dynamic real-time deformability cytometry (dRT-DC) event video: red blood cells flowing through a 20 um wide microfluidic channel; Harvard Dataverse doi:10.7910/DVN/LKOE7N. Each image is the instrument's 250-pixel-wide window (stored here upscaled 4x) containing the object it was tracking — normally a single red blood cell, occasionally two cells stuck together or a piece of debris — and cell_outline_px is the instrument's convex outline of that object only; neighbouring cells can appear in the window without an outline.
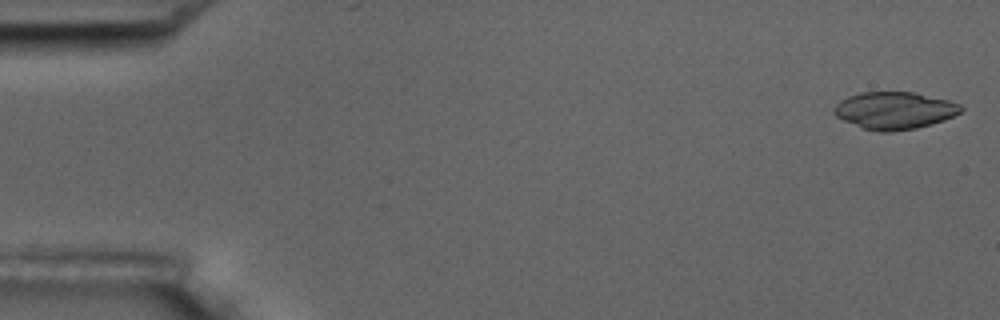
{"species": "common noctule bat (a hibernating species)", "species_latin": "Nyctalus noctula", "temperature_condition": "room temperature", "stored_images_in_passage": 6, "segment_of_instrument_passage": [2, 2], "camera_frame_rate_fps": 3000, "um_per_image_px": 0.085, "animal": {"sex": "male", "body_mass_g": 17.5, "forearm_length_mm": 52.3}, "frame": {"image": 1, "passage_image": 6, "time_ms": 6.0, "image_size_px": [1000, 320], "cell_outline_px": [[964, 108], [960, 112], [944, 120], [932, 124], [916, 128], [892, 132], [880, 132], [864, 128], [844, 120], [836, 116], [832, 112], [832, 108], [840, 100], [848, 96], [860, 92], [912, 92], [948, 100], [960, 104]], "centroid_in_image_um": [76.01, 9.39], "position_along_channel_um": 9.0, "area_um2": 27.51}}